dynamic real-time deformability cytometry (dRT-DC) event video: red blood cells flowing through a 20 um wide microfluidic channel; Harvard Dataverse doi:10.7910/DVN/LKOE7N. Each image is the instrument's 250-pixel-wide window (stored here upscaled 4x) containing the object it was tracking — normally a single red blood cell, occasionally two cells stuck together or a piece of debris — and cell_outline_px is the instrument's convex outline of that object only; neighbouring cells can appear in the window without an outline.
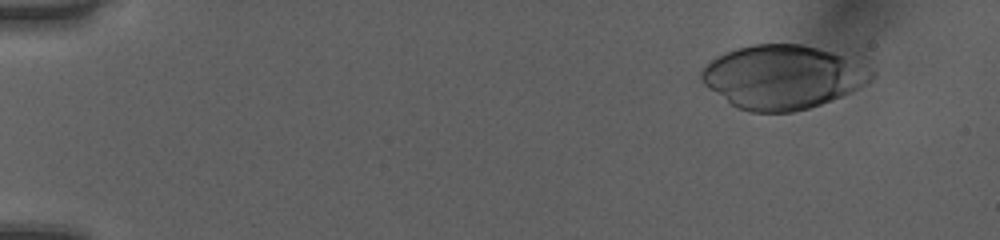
{"species": "human", "species_latin": "Homo sapiens", "temperature_condition": "room temperature", "stored_images_in_passage": 46, "camera_frame_rate_fps": 3000, "um_per_image_px": 0.085, "donor": {"sex": "female"}, "frame": {"image": 1, "passage_image": 6, "time_ms": 1.667, "image_size_px": [1000, 240], "cell_outline_px": [[876, 76], [872, 80], [840, 96], [820, 104], [808, 108], [792, 112], [748, 112], [736, 108], [708, 88], [700, 80], [700, 72], [716, 56], [724, 52], [736, 48], [752, 44], [800, 44], [832, 52], [876, 72]], "centroid_in_image_um": [66.45, 6.55], "position_along_channel_um": 18.5, "area_um2": 62.54}}